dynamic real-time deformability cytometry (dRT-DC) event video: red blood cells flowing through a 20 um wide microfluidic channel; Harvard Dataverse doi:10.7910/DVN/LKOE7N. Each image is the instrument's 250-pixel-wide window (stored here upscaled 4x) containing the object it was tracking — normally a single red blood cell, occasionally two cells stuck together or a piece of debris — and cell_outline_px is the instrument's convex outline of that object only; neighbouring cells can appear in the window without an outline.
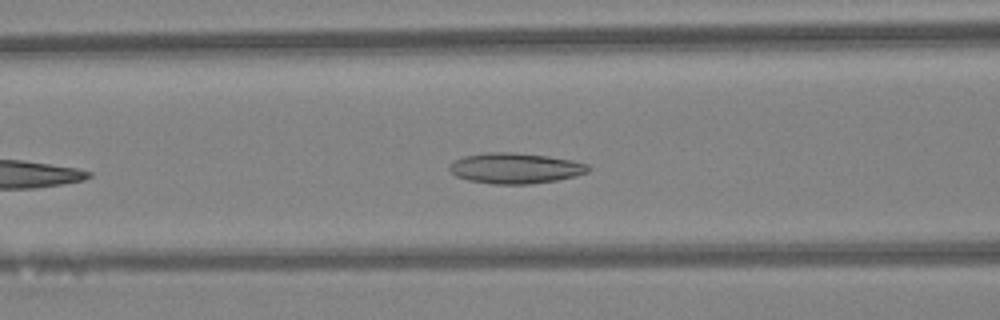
{"species": "Egyptian fruit bat (a non-hibernating species)", "species_latin": "Rousettus aegyptiacus", "temperature_condition": "warm", "stored_images_in_passage": 26, "camera_frame_rate_fps": 3000, "um_per_image_px": 0.085, "animal": {"sex": "female"}, "frame": {"image": 1, "passage_image": 9, "time_ms": 2.667, "image_size_px": [1000, 320], "cell_outline_px": [[592, 168], [588, 172], [576, 176], [556, 180], [532, 184], [492, 184], [468, 180], [456, 176], [448, 168], [456, 160], [464, 156], [484, 152], [512, 152], [548, 156], [572, 160], [588, 164]], "centroid_in_image_um": [43.83, 14.3], "position_along_channel_um": 122.8, "area_um2": 24.8}}
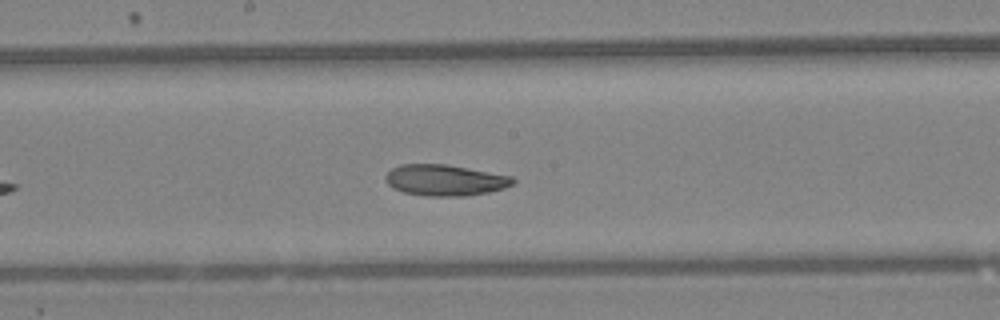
{"frame": {"image": 2, "passage_image": 15, "time_ms": 4.667, "image_size_px": [1000, 320], "cell_outline_px": [[516, 180], [512, 184], [504, 188], [488, 192], [468, 196], [428, 196], [404, 192], [392, 188], [384, 180], [384, 176], [392, 168], [400, 164], [444, 164], [468, 168], [512, 176]], "centroid_in_image_um": [37.8, 15.31], "position_along_channel_um": 210.4, "area_um2": 23.12}}
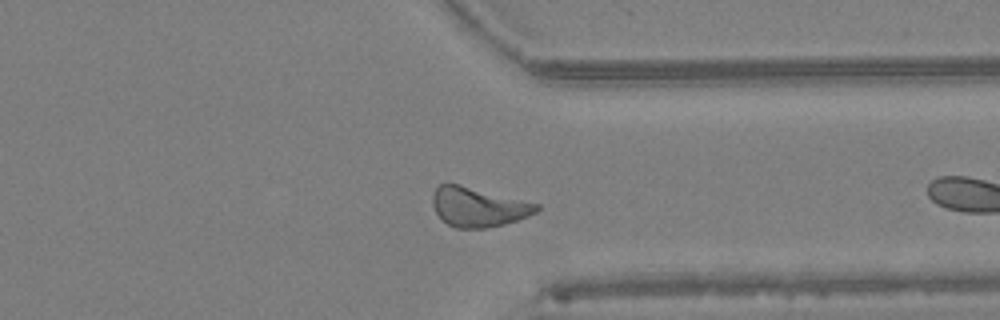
{"frame": {"image": 3, "passage_image": 23, "time_ms": 7.333, "image_size_px": [1000, 320], "cell_outline_px": [[540, 208], [536, 212], [528, 216], [504, 224], [484, 228], [456, 228], [448, 224], [436, 212], [432, 204], [432, 196], [436, 188], [440, 184], [460, 184], [540, 204]], "centroid_in_image_um": [40.66, 17.59], "position_along_channel_um": 370.7, "area_um2": 23.7}, "authors_computed_cell_mechanics": {"area_um2": 23.6402, "velocity_mm_per_s": 4.4329, "shape_relaxation_time_tau1_ms": 3.4347, "shape_relaxation_time_tau2_ms": null, "deformation_change_tau1": 0.084, "deformation_change_tau2": null}}